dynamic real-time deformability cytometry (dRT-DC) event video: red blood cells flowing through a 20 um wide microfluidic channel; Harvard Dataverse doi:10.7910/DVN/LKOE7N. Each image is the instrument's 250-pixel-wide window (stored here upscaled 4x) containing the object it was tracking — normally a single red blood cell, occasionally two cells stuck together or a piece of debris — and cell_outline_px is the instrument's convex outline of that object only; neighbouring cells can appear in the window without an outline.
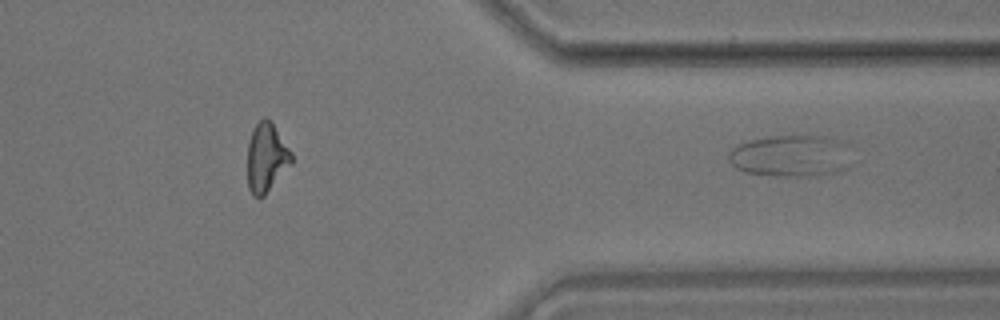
{"species": "common noctule bat (a hibernating species)", "species_latin": "Nyctalus noctula", "temperature_condition": "room temperature", "stored_images_in_passage": 41, "segment_of_instrument_passage": [2, 2], "camera_frame_rate_fps": 3000, "um_per_image_px": 0.085, "animal": {"sex": "male", "body_mass_g": 17.9}, "frame": {"image": 1, "passage_image": 41, "time_ms": 13.333, "image_size_px": [1000, 320], "cell_outline_px": [[860, 164], [852, 168], [840, 172], [816, 176], [776, 176], [744, 172], [736, 168], [728, 160], [728, 152], [732, 148], [748, 140], [772, 136], [824, 136], [840, 140], [852, 144]], "centroid_in_image_um": [67.47, 13.26], "position_along_channel_um": 343.9, "area_um2": 31.73}}